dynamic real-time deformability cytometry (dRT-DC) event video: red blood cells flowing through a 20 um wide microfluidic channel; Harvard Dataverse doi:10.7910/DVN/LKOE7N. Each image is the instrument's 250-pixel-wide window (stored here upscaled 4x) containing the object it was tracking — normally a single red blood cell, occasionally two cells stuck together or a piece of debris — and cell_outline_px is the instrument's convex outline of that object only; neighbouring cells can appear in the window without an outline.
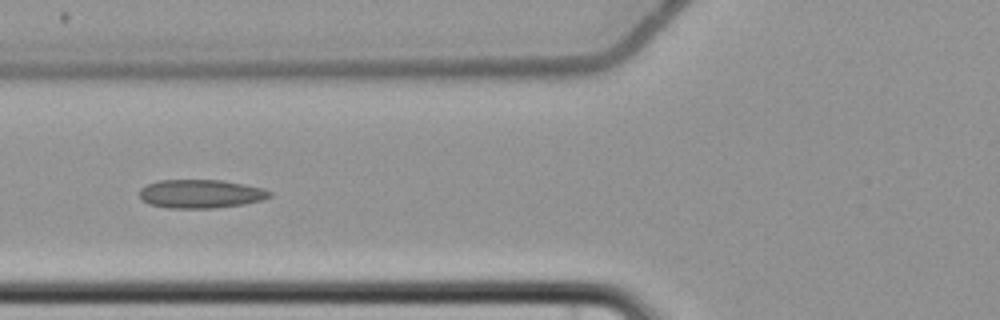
{"species": "common noctule bat (a hibernating species)", "species_latin": "Nyctalus noctula", "temperature_condition": "cold", "stored_images_in_passage": 7, "camera_frame_rate_fps": 3000, "um_per_image_px": 0.085, "animal": {"sex": "female", "body_mass_g": 22.7, "forearm_length_mm": 54.2}, "frame": {"image": 1, "passage_image": 6, "time_ms": 7.667, "image_size_px": [1000, 320], "cell_outline_px": [[272, 196], [264, 200], [244, 204], [216, 208], [168, 208], [148, 204], [140, 196], [140, 188], [148, 184], [160, 180], [224, 180], [264, 188], [272, 192]], "centroid_in_image_um": [17.11, 16.48], "position_along_channel_um": 108.7, "area_um2": 21.85}}
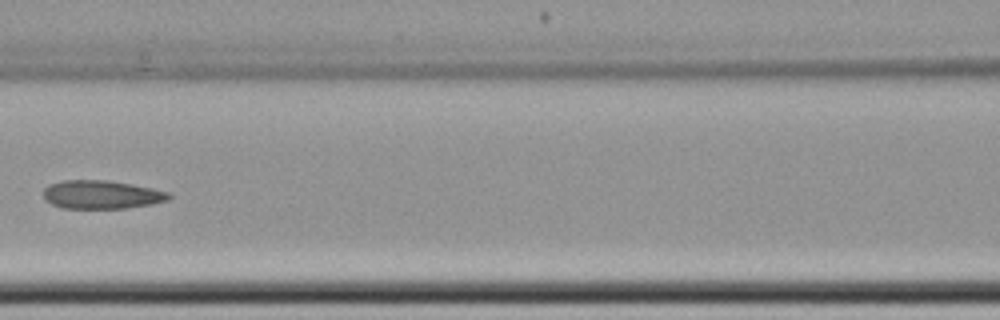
{"frame": {"image": 2, "passage_image": 7, "time_ms": 9.0, "image_size_px": [1000, 320], "cell_outline_px": [[172, 196], [168, 200], [152, 204], [124, 208], [60, 208], [44, 200], [44, 188], [48, 184], [60, 180], [108, 180], [132, 184], [152, 188], [168, 192]], "centroid_in_image_um": [8.6, 16.53], "position_along_channel_um": 158.0, "area_um2": 20.92}}